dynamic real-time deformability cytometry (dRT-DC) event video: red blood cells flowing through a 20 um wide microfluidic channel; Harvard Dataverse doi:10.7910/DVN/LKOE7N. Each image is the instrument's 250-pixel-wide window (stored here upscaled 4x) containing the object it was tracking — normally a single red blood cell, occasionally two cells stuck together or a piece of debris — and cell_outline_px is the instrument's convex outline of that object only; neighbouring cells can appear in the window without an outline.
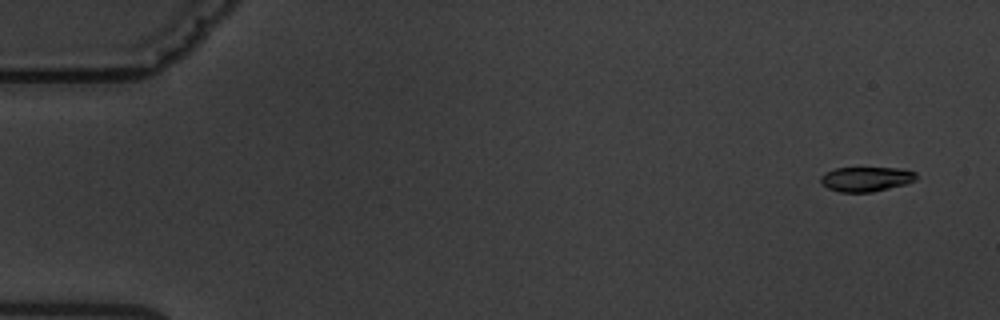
{"species": "common noctule bat (a hibernating species)", "species_latin": "Nyctalus noctula", "temperature_condition": "warm", "stored_images_in_passage": 7, "camera_frame_rate_fps": 3000, "um_per_image_px": 0.085, "animal": {"sex": "male", "body_mass_g": 19.5, "forearm_length_mm": 54.6}, "frame": {"image": 1, "passage_image": 2, "time_ms": 1.0, "image_size_px": [1000, 320], "cell_outline_px": [[916, 180], [908, 184], [872, 192], [840, 192], [828, 188], [820, 184], [820, 176], [824, 172], [836, 168], [900, 168], [916, 172]], "centroid_in_image_um": [73.61, 15.22], "position_along_channel_um": 11.4, "area_um2": 13.93}}
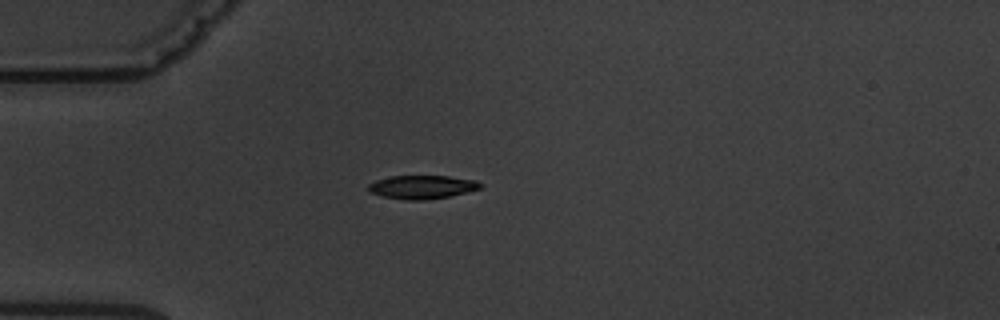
{"frame": {"image": 2, "passage_image": 5, "time_ms": 5.333, "image_size_px": [1000, 320], "cell_outline_px": [[484, 184], [480, 188], [468, 192], [448, 196], [424, 200], [408, 200], [384, 196], [368, 192], [368, 184], [376, 180], [392, 176], [448, 176], [476, 180]], "centroid_in_image_um": [35.89, 15.89], "position_along_channel_um": 49.1, "area_um2": 15.26}}
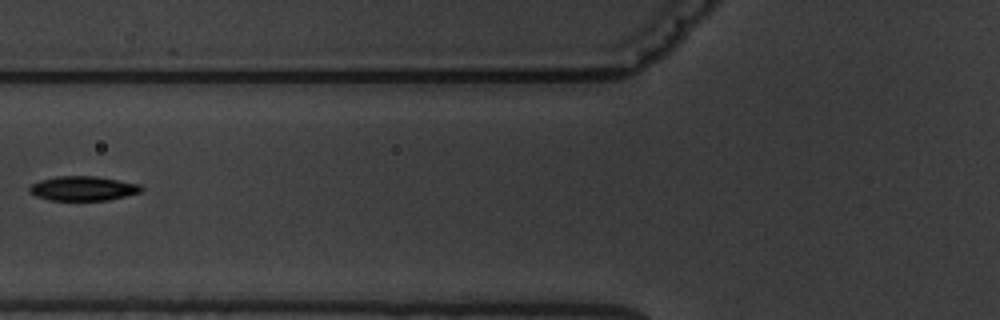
{"frame": {"image": 3, "passage_image": 7, "time_ms": 7.667, "image_size_px": [1000, 320], "cell_outline_px": [[144, 188], [140, 192], [108, 200], [52, 200], [36, 196], [28, 192], [28, 188], [32, 184], [40, 180], [56, 176], [96, 176], [140, 184]], "centroid_in_image_um": [7.04, 16.01], "position_along_channel_um": 118.8, "area_um2": 15.9}}